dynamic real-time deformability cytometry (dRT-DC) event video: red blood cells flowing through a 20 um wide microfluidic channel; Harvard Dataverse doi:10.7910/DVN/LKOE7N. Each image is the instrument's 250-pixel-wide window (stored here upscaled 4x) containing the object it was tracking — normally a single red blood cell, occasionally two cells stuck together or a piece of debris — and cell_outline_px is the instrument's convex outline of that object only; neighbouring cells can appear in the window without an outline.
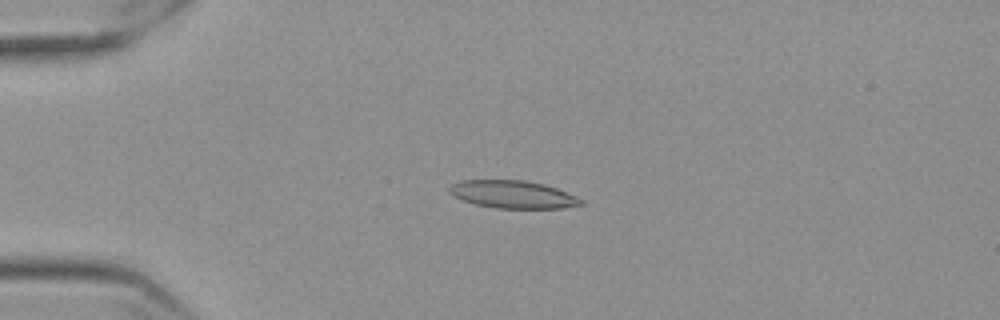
{"species": "Egyptian fruit bat (a non-hibernating species)", "species_latin": "Rousettus aegyptiacus", "temperature_condition": "cold", "stored_images_in_passage": 52, "camera_frame_rate_fps": 3000, "um_per_image_px": 0.085, "frame": {"image": 1, "passage_image": 9, "time_ms": 2.667, "image_size_px": [1000, 320], "cell_outline_px": [[584, 204], [560, 208], [496, 208], [472, 204], [452, 196], [448, 192], [448, 188], [452, 184], [460, 180], [524, 180], [544, 184], [556, 188], [576, 196], [584, 200]], "centroid_in_image_um": [43.55, 16.52], "position_along_channel_um": 41.5, "area_um2": 21.39}}
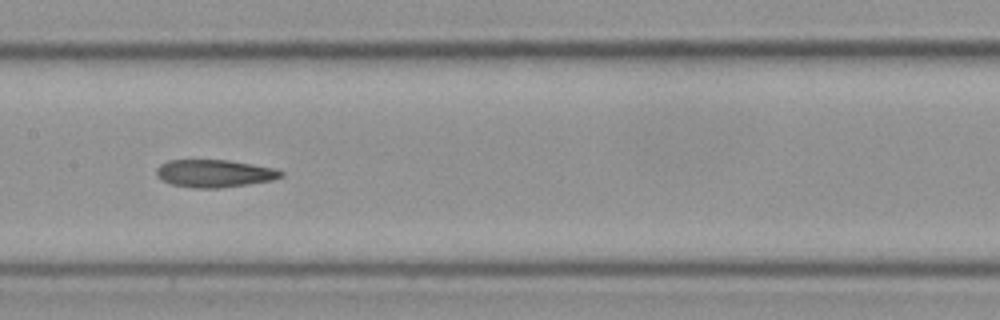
{"frame": {"image": 2, "passage_image": 24, "time_ms": 7.667, "image_size_px": [1000, 320], "cell_outline_px": [[284, 176], [272, 180], [248, 184], [220, 188], [192, 188], [172, 184], [164, 180], [156, 172], [156, 168], [160, 164], [168, 160], [228, 160], [276, 168], [284, 172]], "centroid_in_image_um": [18.27, 14.74], "position_along_channel_um": 189.1, "area_um2": 20.0}}
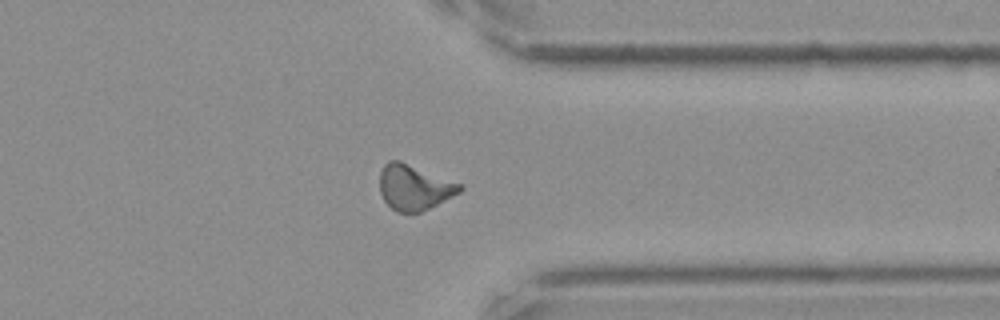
{"frame": {"image": 3, "passage_image": 40, "time_ms": 13.0, "image_size_px": [1000, 320], "cell_outline_px": [[464, 188], [460, 192], [420, 212], [396, 212], [384, 200], [380, 192], [380, 172], [384, 164], [388, 160], [400, 160], [464, 184]], "centroid_in_image_um": [35.21, 15.9], "position_along_channel_um": 376.2, "area_um2": 21.21}, "authors_computed_cell_mechanics": {"area_um2": 20.1722, "velocity_mm_per_s": 3.5679, "shape_relaxation_time_tau1_ms": null, "shape_relaxation_time_tau2_ms": 2.4979, "deformation_change_tau1": null, "deformation_change_tau2": 0.1042}}